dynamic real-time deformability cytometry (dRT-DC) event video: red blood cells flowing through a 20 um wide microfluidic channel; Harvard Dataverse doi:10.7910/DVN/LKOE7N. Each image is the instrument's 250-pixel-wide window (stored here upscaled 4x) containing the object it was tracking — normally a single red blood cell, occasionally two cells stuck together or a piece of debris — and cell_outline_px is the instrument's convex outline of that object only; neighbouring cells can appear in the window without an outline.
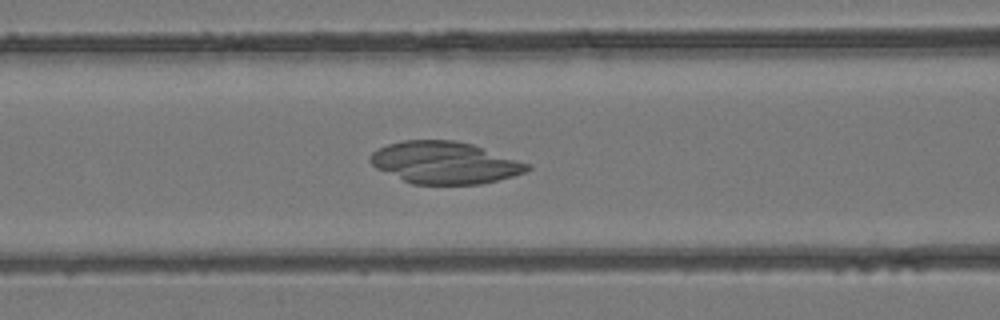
{"species": "common noctule bat (a hibernating species)", "species_latin": "Nyctalus noctula", "temperature_condition": "room temperature", "stored_images_in_passage": 46, "camera_frame_rate_fps": 3000, "um_per_image_px": 0.085, "animal": {"sex": "female", "body_mass_g": 24.6, "forearm_length_mm": 56.2}, "frame": {"image": 1, "passage_image": 21, "time_ms": 6.667, "image_size_px": [1000, 320], "cell_outline_px": [[532, 168], [524, 172], [512, 176], [480, 184], [412, 184], [376, 168], [368, 160], [372, 152], [388, 144], [400, 140], [456, 140], [472, 144], [532, 164]], "centroid_in_image_um": [37.81, 13.82], "position_along_channel_um": 128.8, "area_um2": 38.44}}
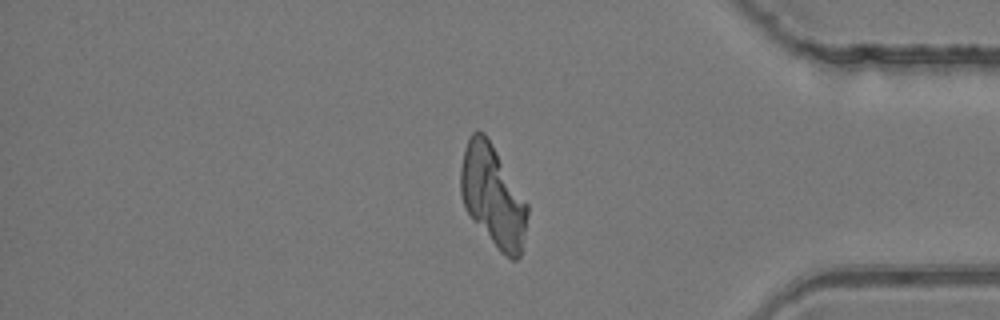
{"frame": {"image": 2, "passage_image": 41, "time_ms": 13.333, "image_size_px": [1000, 320], "cell_outline_px": [[528, 212], [520, 256], [516, 260], [512, 260], [500, 252], [472, 220], [464, 208], [460, 192], [460, 168], [464, 148], [472, 132], [476, 128], [484, 132], [492, 144], [528, 204]], "centroid_in_image_um": [41.86, 16.65], "position_along_channel_um": 393.3, "area_um2": 39.42}}